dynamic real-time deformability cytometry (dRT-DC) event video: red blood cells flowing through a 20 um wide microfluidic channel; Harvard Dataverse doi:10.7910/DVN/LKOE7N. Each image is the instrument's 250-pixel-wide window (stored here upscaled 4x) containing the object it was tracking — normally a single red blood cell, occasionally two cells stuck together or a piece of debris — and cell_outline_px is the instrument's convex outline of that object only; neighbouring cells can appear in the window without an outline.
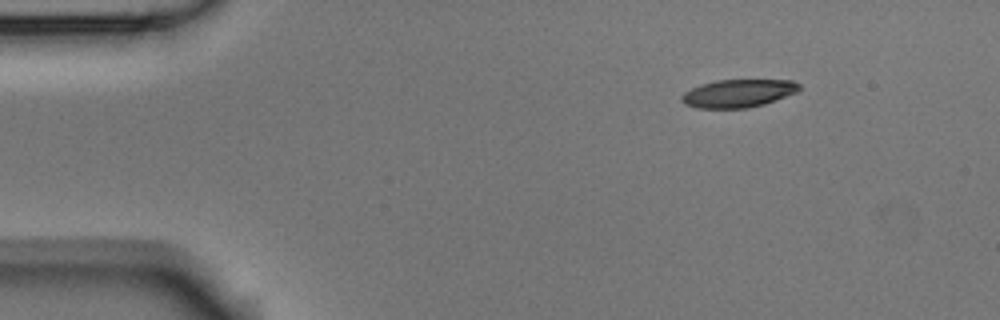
{"species": "Egyptian fruit bat (a non-hibernating species)", "species_latin": "Rousettus aegyptiacus", "temperature_condition": "room temperature", "stored_images_in_passage": 9, "camera_frame_rate_fps": 3000, "um_per_image_px": 0.085, "animal": {"sex": "male"}, "frame": {"image": 1, "passage_image": 1, "time_ms": 0.0, "image_size_px": [1000, 320], "cell_outline_px": [[800, 88], [796, 92], [764, 104], [748, 108], [696, 108], [684, 104], [680, 100], [680, 96], [684, 92], [700, 84], [716, 80], [792, 80], [800, 84]], "centroid_in_image_um": [62.7, 7.93], "position_along_channel_um": 22.3, "area_um2": 19.19}}
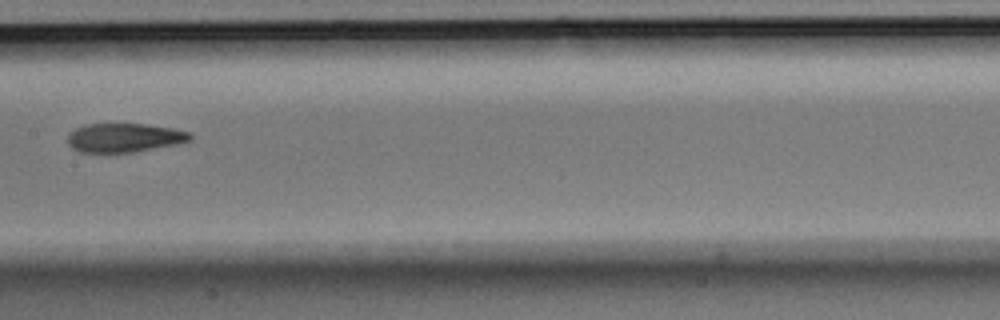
{"frame": {"image": 2, "passage_image": 6, "time_ms": 1.667, "image_size_px": [1000, 320], "cell_outline_px": [[192, 140], [180, 144], [132, 152], [80, 152], [72, 148], [68, 144], [68, 136], [76, 128], [88, 124], [144, 124], [172, 128], [192, 132]], "centroid_in_image_um": [10.63, 11.71], "position_along_channel_um": 196.8, "area_um2": 20.63}}
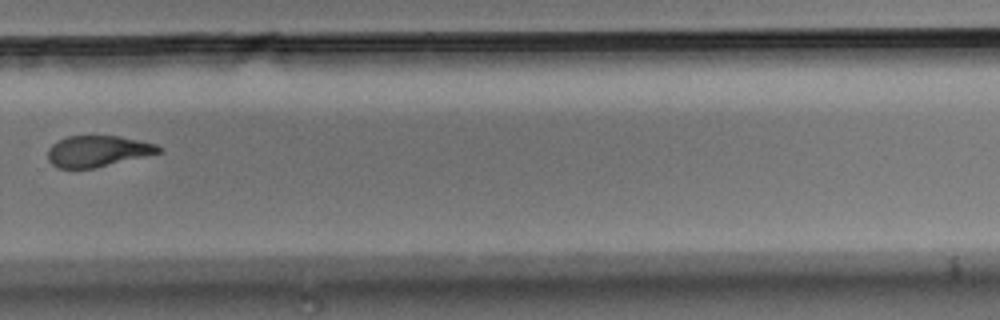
{"frame": {"image": 3, "passage_image": 9, "time_ms": 2.667, "image_size_px": [1000, 320], "cell_outline_px": [[160, 152], [96, 168], [56, 168], [48, 160], [48, 148], [52, 144], [68, 136], [120, 136], [156, 144], [160, 148]], "centroid_in_image_um": [8.26, 12.85], "position_along_channel_um": 321.5, "area_um2": 19.88}}